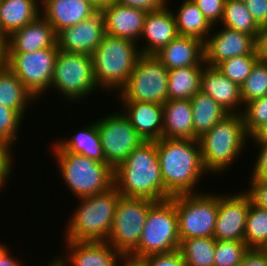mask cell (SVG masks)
<instances>
[{
	"label": "cell",
	"mask_w": 267,
	"mask_h": 266,
	"mask_svg": "<svg viewBox=\"0 0 267 266\" xmlns=\"http://www.w3.org/2000/svg\"><path fill=\"white\" fill-rule=\"evenodd\" d=\"M156 150L164 189L171 196L198 193L197 184L208 173L202 163L199 141L162 137L156 141Z\"/></svg>",
	"instance_id": "6da1fadb"
},
{
	"label": "cell",
	"mask_w": 267,
	"mask_h": 266,
	"mask_svg": "<svg viewBox=\"0 0 267 266\" xmlns=\"http://www.w3.org/2000/svg\"><path fill=\"white\" fill-rule=\"evenodd\" d=\"M114 186L121 196L156 202L172 196L164 189L156 141H144L114 169Z\"/></svg>",
	"instance_id": "7a4b0ae2"
},
{
	"label": "cell",
	"mask_w": 267,
	"mask_h": 266,
	"mask_svg": "<svg viewBox=\"0 0 267 266\" xmlns=\"http://www.w3.org/2000/svg\"><path fill=\"white\" fill-rule=\"evenodd\" d=\"M249 139L242 114L225 116L198 139L205 170L214 175L226 172L243 154Z\"/></svg>",
	"instance_id": "3957f363"
},
{
	"label": "cell",
	"mask_w": 267,
	"mask_h": 266,
	"mask_svg": "<svg viewBox=\"0 0 267 266\" xmlns=\"http://www.w3.org/2000/svg\"><path fill=\"white\" fill-rule=\"evenodd\" d=\"M120 196L113 186L103 193L78 198L80 205L67 221L64 240L107 241Z\"/></svg>",
	"instance_id": "277c9868"
},
{
	"label": "cell",
	"mask_w": 267,
	"mask_h": 266,
	"mask_svg": "<svg viewBox=\"0 0 267 266\" xmlns=\"http://www.w3.org/2000/svg\"><path fill=\"white\" fill-rule=\"evenodd\" d=\"M138 47L139 45L130 39L104 35L101 43L91 54L94 77L99 90L106 89L117 94L125 87L141 55Z\"/></svg>",
	"instance_id": "5b68a950"
},
{
	"label": "cell",
	"mask_w": 267,
	"mask_h": 266,
	"mask_svg": "<svg viewBox=\"0 0 267 266\" xmlns=\"http://www.w3.org/2000/svg\"><path fill=\"white\" fill-rule=\"evenodd\" d=\"M60 177L76 198L103 193L114 186V169L81 154L53 151Z\"/></svg>",
	"instance_id": "8992f818"
},
{
	"label": "cell",
	"mask_w": 267,
	"mask_h": 266,
	"mask_svg": "<svg viewBox=\"0 0 267 266\" xmlns=\"http://www.w3.org/2000/svg\"><path fill=\"white\" fill-rule=\"evenodd\" d=\"M179 245L178 215L175 204L168 199L150 208L139 244L130 256L170 253L179 250Z\"/></svg>",
	"instance_id": "52a82bcc"
},
{
	"label": "cell",
	"mask_w": 267,
	"mask_h": 266,
	"mask_svg": "<svg viewBox=\"0 0 267 266\" xmlns=\"http://www.w3.org/2000/svg\"><path fill=\"white\" fill-rule=\"evenodd\" d=\"M51 88L71 102L88 98L99 87L95 81L92 56L58 51Z\"/></svg>",
	"instance_id": "ba28073f"
},
{
	"label": "cell",
	"mask_w": 267,
	"mask_h": 266,
	"mask_svg": "<svg viewBox=\"0 0 267 266\" xmlns=\"http://www.w3.org/2000/svg\"><path fill=\"white\" fill-rule=\"evenodd\" d=\"M209 193L199 191L170 198L178 215L180 240L213 237L218 216L219 194Z\"/></svg>",
	"instance_id": "9c48e42d"
},
{
	"label": "cell",
	"mask_w": 267,
	"mask_h": 266,
	"mask_svg": "<svg viewBox=\"0 0 267 266\" xmlns=\"http://www.w3.org/2000/svg\"><path fill=\"white\" fill-rule=\"evenodd\" d=\"M121 102L164 104L168 101V69L154 54H141L125 87Z\"/></svg>",
	"instance_id": "30bf717a"
},
{
	"label": "cell",
	"mask_w": 267,
	"mask_h": 266,
	"mask_svg": "<svg viewBox=\"0 0 267 266\" xmlns=\"http://www.w3.org/2000/svg\"><path fill=\"white\" fill-rule=\"evenodd\" d=\"M156 201L120 196L107 243L122 255H130L138 246L148 212Z\"/></svg>",
	"instance_id": "8fae6325"
},
{
	"label": "cell",
	"mask_w": 267,
	"mask_h": 266,
	"mask_svg": "<svg viewBox=\"0 0 267 266\" xmlns=\"http://www.w3.org/2000/svg\"><path fill=\"white\" fill-rule=\"evenodd\" d=\"M58 46L29 53H5L4 64L36 99L50 89Z\"/></svg>",
	"instance_id": "7c38bea8"
},
{
	"label": "cell",
	"mask_w": 267,
	"mask_h": 266,
	"mask_svg": "<svg viewBox=\"0 0 267 266\" xmlns=\"http://www.w3.org/2000/svg\"><path fill=\"white\" fill-rule=\"evenodd\" d=\"M109 114L97 119L96 125L106 163L115 169L144 139L121 110Z\"/></svg>",
	"instance_id": "4fadbf2b"
},
{
	"label": "cell",
	"mask_w": 267,
	"mask_h": 266,
	"mask_svg": "<svg viewBox=\"0 0 267 266\" xmlns=\"http://www.w3.org/2000/svg\"><path fill=\"white\" fill-rule=\"evenodd\" d=\"M251 197L244 190L219 194L218 216L213 237L220 241H244Z\"/></svg>",
	"instance_id": "5bb4252c"
},
{
	"label": "cell",
	"mask_w": 267,
	"mask_h": 266,
	"mask_svg": "<svg viewBox=\"0 0 267 266\" xmlns=\"http://www.w3.org/2000/svg\"><path fill=\"white\" fill-rule=\"evenodd\" d=\"M204 52L205 64L212 67L235 56L258 55L256 40L251 35L224 26L208 35Z\"/></svg>",
	"instance_id": "9a60e30c"
},
{
	"label": "cell",
	"mask_w": 267,
	"mask_h": 266,
	"mask_svg": "<svg viewBox=\"0 0 267 266\" xmlns=\"http://www.w3.org/2000/svg\"><path fill=\"white\" fill-rule=\"evenodd\" d=\"M63 243L66 253L52 259L58 266H117L123 256L106 241L64 240Z\"/></svg>",
	"instance_id": "2e32d148"
},
{
	"label": "cell",
	"mask_w": 267,
	"mask_h": 266,
	"mask_svg": "<svg viewBox=\"0 0 267 266\" xmlns=\"http://www.w3.org/2000/svg\"><path fill=\"white\" fill-rule=\"evenodd\" d=\"M105 35V16L99 9L91 17L57 34L59 50L91 55Z\"/></svg>",
	"instance_id": "e0dca14e"
},
{
	"label": "cell",
	"mask_w": 267,
	"mask_h": 266,
	"mask_svg": "<svg viewBox=\"0 0 267 266\" xmlns=\"http://www.w3.org/2000/svg\"><path fill=\"white\" fill-rule=\"evenodd\" d=\"M105 16V34L130 39L139 44L146 11L108 1L102 6Z\"/></svg>",
	"instance_id": "ac0fdd59"
},
{
	"label": "cell",
	"mask_w": 267,
	"mask_h": 266,
	"mask_svg": "<svg viewBox=\"0 0 267 266\" xmlns=\"http://www.w3.org/2000/svg\"><path fill=\"white\" fill-rule=\"evenodd\" d=\"M53 46H57V34L52 25L39 15L7 38L5 53H29Z\"/></svg>",
	"instance_id": "d6986e66"
},
{
	"label": "cell",
	"mask_w": 267,
	"mask_h": 266,
	"mask_svg": "<svg viewBox=\"0 0 267 266\" xmlns=\"http://www.w3.org/2000/svg\"><path fill=\"white\" fill-rule=\"evenodd\" d=\"M178 35L175 16L167 4L159 10L147 12L140 37L146 43L138 48L141 54H156Z\"/></svg>",
	"instance_id": "ffe728a7"
},
{
	"label": "cell",
	"mask_w": 267,
	"mask_h": 266,
	"mask_svg": "<svg viewBox=\"0 0 267 266\" xmlns=\"http://www.w3.org/2000/svg\"><path fill=\"white\" fill-rule=\"evenodd\" d=\"M41 15L52 25L56 34L88 19L99 8L89 0H44Z\"/></svg>",
	"instance_id": "44dd1931"
},
{
	"label": "cell",
	"mask_w": 267,
	"mask_h": 266,
	"mask_svg": "<svg viewBox=\"0 0 267 266\" xmlns=\"http://www.w3.org/2000/svg\"><path fill=\"white\" fill-rule=\"evenodd\" d=\"M200 91L214 99L229 114H242L241 106L244 104L241 87L229 80L216 67L208 65L204 67Z\"/></svg>",
	"instance_id": "7402d4cb"
},
{
	"label": "cell",
	"mask_w": 267,
	"mask_h": 266,
	"mask_svg": "<svg viewBox=\"0 0 267 266\" xmlns=\"http://www.w3.org/2000/svg\"><path fill=\"white\" fill-rule=\"evenodd\" d=\"M154 55L168 70L206 66L204 42L195 37L178 35Z\"/></svg>",
	"instance_id": "603a6c76"
},
{
	"label": "cell",
	"mask_w": 267,
	"mask_h": 266,
	"mask_svg": "<svg viewBox=\"0 0 267 266\" xmlns=\"http://www.w3.org/2000/svg\"><path fill=\"white\" fill-rule=\"evenodd\" d=\"M122 112L144 141L163 137V104L122 102Z\"/></svg>",
	"instance_id": "cb8c5ba5"
},
{
	"label": "cell",
	"mask_w": 267,
	"mask_h": 266,
	"mask_svg": "<svg viewBox=\"0 0 267 266\" xmlns=\"http://www.w3.org/2000/svg\"><path fill=\"white\" fill-rule=\"evenodd\" d=\"M163 138L194 139L190 99L168 100L163 104Z\"/></svg>",
	"instance_id": "d4e9b609"
},
{
	"label": "cell",
	"mask_w": 267,
	"mask_h": 266,
	"mask_svg": "<svg viewBox=\"0 0 267 266\" xmlns=\"http://www.w3.org/2000/svg\"><path fill=\"white\" fill-rule=\"evenodd\" d=\"M88 125L84 126L85 128H79L73 136L53 143L51 150L81 154L90 159L106 162L96 121Z\"/></svg>",
	"instance_id": "484cf974"
},
{
	"label": "cell",
	"mask_w": 267,
	"mask_h": 266,
	"mask_svg": "<svg viewBox=\"0 0 267 266\" xmlns=\"http://www.w3.org/2000/svg\"><path fill=\"white\" fill-rule=\"evenodd\" d=\"M41 4L36 0H0L2 32L8 38L13 32L41 15Z\"/></svg>",
	"instance_id": "4316f807"
},
{
	"label": "cell",
	"mask_w": 267,
	"mask_h": 266,
	"mask_svg": "<svg viewBox=\"0 0 267 266\" xmlns=\"http://www.w3.org/2000/svg\"><path fill=\"white\" fill-rule=\"evenodd\" d=\"M181 3L177 11H173L178 34L195 37L205 42L211 31L216 29V26H212L208 22L192 0H184Z\"/></svg>",
	"instance_id": "83f0119b"
},
{
	"label": "cell",
	"mask_w": 267,
	"mask_h": 266,
	"mask_svg": "<svg viewBox=\"0 0 267 266\" xmlns=\"http://www.w3.org/2000/svg\"><path fill=\"white\" fill-rule=\"evenodd\" d=\"M192 105L194 139H199L229 113L214 99L199 91L190 99Z\"/></svg>",
	"instance_id": "f1b7e54d"
},
{
	"label": "cell",
	"mask_w": 267,
	"mask_h": 266,
	"mask_svg": "<svg viewBox=\"0 0 267 266\" xmlns=\"http://www.w3.org/2000/svg\"><path fill=\"white\" fill-rule=\"evenodd\" d=\"M33 95L25 88L18 77L5 65L0 66V105L14 109L23 116L31 101H35Z\"/></svg>",
	"instance_id": "f546056e"
},
{
	"label": "cell",
	"mask_w": 267,
	"mask_h": 266,
	"mask_svg": "<svg viewBox=\"0 0 267 266\" xmlns=\"http://www.w3.org/2000/svg\"><path fill=\"white\" fill-rule=\"evenodd\" d=\"M205 66H188L168 70V100L191 99L200 91Z\"/></svg>",
	"instance_id": "4dcf8cb0"
},
{
	"label": "cell",
	"mask_w": 267,
	"mask_h": 266,
	"mask_svg": "<svg viewBox=\"0 0 267 266\" xmlns=\"http://www.w3.org/2000/svg\"><path fill=\"white\" fill-rule=\"evenodd\" d=\"M220 25L251 35L255 40L261 29L243 0H226Z\"/></svg>",
	"instance_id": "1f68e13d"
},
{
	"label": "cell",
	"mask_w": 267,
	"mask_h": 266,
	"mask_svg": "<svg viewBox=\"0 0 267 266\" xmlns=\"http://www.w3.org/2000/svg\"><path fill=\"white\" fill-rule=\"evenodd\" d=\"M214 237L180 240L179 251L186 266H214Z\"/></svg>",
	"instance_id": "d6a6232c"
},
{
	"label": "cell",
	"mask_w": 267,
	"mask_h": 266,
	"mask_svg": "<svg viewBox=\"0 0 267 266\" xmlns=\"http://www.w3.org/2000/svg\"><path fill=\"white\" fill-rule=\"evenodd\" d=\"M244 242L249 249L263 250L267 245V210L252 201L246 217Z\"/></svg>",
	"instance_id": "836d02e7"
},
{
	"label": "cell",
	"mask_w": 267,
	"mask_h": 266,
	"mask_svg": "<svg viewBox=\"0 0 267 266\" xmlns=\"http://www.w3.org/2000/svg\"><path fill=\"white\" fill-rule=\"evenodd\" d=\"M240 87L244 105L255 99L267 96V63L258 60L253 66L251 74Z\"/></svg>",
	"instance_id": "e575fe53"
},
{
	"label": "cell",
	"mask_w": 267,
	"mask_h": 266,
	"mask_svg": "<svg viewBox=\"0 0 267 266\" xmlns=\"http://www.w3.org/2000/svg\"><path fill=\"white\" fill-rule=\"evenodd\" d=\"M258 60V55L235 56L222 61L216 68L229 80L241 86Z\"/></svg>",
	"instance_id": "d590c367"
},
{
	"label": "cell",
	"mask_w": 267,
	"mask_h": 266,
	"mask_svg": "<svg viewBox=\"0 0 267 266\" xmlns=\"http://www.w3.org/2000/svg\"><path fill=\"white\" fill-rule=\"evenodd\" d=\"M249 250L244 241L216 240L214 266H239Z\"/></svg>",
	"instance_id": "8d00e7d4"
},
{
	"label": "cell",
	"mask_w": 267,
	"mask_h": 266,
	"mask_svg": "<svg viewBox=\"0 0 267 266\" xmlns=\"http://www.w3.org/2000/svg\"><path fill=\"white\" fill-rule=\"evenodd\" d=\"M242 115L246 133L252 137L267 123V96L246 103Z\"/></svg>",
	"instance_id": "74e56055"
},
{
	"label": "cell",
	"mask_w": 267,
	"mask_h": 266,
	"mask_svg": "<svg viewBox=\"0 0 267 266\" xmlns=\"http://www.w3.org/2000/svg\"><path fill=\"white\" fill-rule=\"evenodd\" d=\"M24 117L20 112L0 105V138L12 146L19 139V129L22 130L20 126Z\"/></svg>",
	"instance_id": "f35d334b"
},
{
	"label": "cell",
	"mask_w": 267,
	"mask_h": 266,
	"mask_svg": "<svg viewBox=\"0 0 267 266\" xmlns=\"http://www.w3.org/2000/svg\"><path fill=\"white\" fill-rule=\"evenodd\" d=\"M208 22L215 26L220 24L226 0H192Z\"/></svg>",
	"instance_id": "ab89813d"
},
{
	"label": "cell",
	"mask_w": 267,
	"mask_h": 266,
	"mask_svg": "<svg viewBox=\"0 0 267 266\" xmlns=\"http://www.w3.org/2000/svg\"><path fill=\"white\" fill-rule=\"evenodd\" d=\"M13 146L0 138V191L8 184L9 177L13 173L14 156L12 157ZM2 188V189H1Z\"/></svg>",
	"instance_id": "60d3db41"
},
{
	"label": "cell",
	"mask_w": 267,
	"mask_h": 266,
	"mask_svg": "<svg viewBox=\"0 0 267 266\" xmlns=\"http://www.w3.org/2000/svg\"><path fill=\"white\" fill-rule=\"evenodd\" d=\"M145 266H186L179 250L170 253L152 254L140 258Z\"/></svg>",
	"instance_id": "b9f144b4"
},
{
	"label": "cell",
	"mask_w": 267,
	"mask_h": 266,
	"mask_svg": "<svg viewBox=\"0 0 267 266\" xmlns=\"http://www.w3.org/2000/svg\"><path fill=\"white\" fill-rule=\"evenodd\" d=\"M250 141L253 144L255 143L254 147H257L259 152L256 154L257 157H255L256 159L249 181L267 180V143H258L253 137H250Z\"/></svg>",
	"instance_id": "7bdbcfd3"
},
{
	"label": "cell",
	"mask_w": 267,
	"mask_h": 266,
	"mask_svg": "<svg viewBox=\"0 0 267 266\" xmlns=\"http://www.w3.org/2000/svg\"><path fill=\"white\" fill-rule=\"evenodd\" d=\"M250 188L246 192L250 195L251 201L267 210V180H251Z\"/></svg>",
	"instance_id": "ee69618b"
},
{
	"label": "cell",
	"mask_w": 267,
	"mask_h": 266,
	"mask_svg": "<svg viewBox=\"0 0 267 266\" xmlns=\"http://www.w3.org/2000/svg\"><path fill=\"white\" fill-rule=\"evenodd\" d=\"M117 3L146 12L159 10L168 4L169 0H114Z\"/></svg>",
	"instance_id": "f6af8a7d"
},
{
	"label": "cell",
	"mask_w": 267,
	"mask_h": 266,
	"mask_svg": "<svg viewBox=\"0 0 267 266\" xmlns=\"http://www.w3.org/2000/svg\"><path fill=\"white\" fill-rule=\"evenodd\" d=\"M255 22L262 27L267 20V0H243Z\"/></svg>",
	"instance_id": "bcb514c9"
},
{
	"label": "cell",
	"mask_w": 267,
	"mask_h": 266,
	"mask_svg": "<svg viewBox=\"0 0 267 266\" xmlns=\"http://www.w3.org/2000/svg\"><path fill=\"white\" fill-rule=\"evenodd\" d=\"M239 266H267V253L260 249H250Z\"/></svg>",
	"instance_id": "7dc6e473"
},
{
	"label": "cell",
	"mask_w": 267,
	"mask_h": 266,
	"mask_svg": "<svg viewBox=\"0 0 267 266\" xmlns=\"http://www.w3.org/2000/svg\"><path fill=\"white\" fill-rule=\"evenodd\" d=\"M256 51L259 60L267 63V30H260L256 40Z\"/></svg>",
	"instance_id": "c3c4849f"
},
{
	"label": "cell",
	"mask_w": 267,
	"mask_h": 266,
	"mask_svg": "<svg viewBox=\"0 0 267 266\" xmlns=\"http://www.w3.org/2000/svg\"><path fill=\"white\" fill-rule=\"evenodd\" d=\"M9 251L6 244L0 248V266H21L22 260L19 261V259L16 256L14 257Z\"/></svg>",
	"instance_id": "681fc988"
},
{
	"label": "cell",
	"mask_w": 267,
	"mask_h": 266,
	"mask_svg": "<svg viewBox=\"0 0 267 266\" xmlns=\"http://www.w3.org/2000/svg\"><path fill=\"white\" fill-rule=\"evenodd\" d=\"M117 266H145V263L140 258L132 257L130 255H123L120 258Z\"/></svg>",
	"instance_id": "f907efd6"
},
{
	"label": "cell",
	"mask_w": 267,
	"mask_h": 266,
	"mask_svg": "<svg viewBox=\"0 0 267 266\" xmlns=\"http://www.w3.org/2000/svg\"><path fill=\"white\" fill-rule=\"evenodd\" d=\"M258 143H267V123L261 127L253 136Z\"/></svg>",
	"instance_id": "816d5d0a"
},
{
	"label": "cell",
	"mask_w": 267,
	"mask_h": 266,
	"mask_svg": "<svg viewBox=\"0 0 267 266\" xmlns=\"http://www.w3.org/2000/svg\"><path fill=\"white\" fill-rule=\"evenodd\" d=\"M6 42H7V37L2 32V25L0 20V43L5 47Z\"/></svg>",
	"instance_id": "f5cc1de1"
},
{
	"label": "cell",
	"mask_w": 267,
	"mask_h": 266,
	"mask_svg": "<svg viewBox=\"0 0 267 266\" xmlns=\"http://www.w3.org/2000/svg\"><path fill=\"white\" fill-rule=\"evenodd\" d=\"M5 47L0 43V66L4 64Z\"/></svg>",
	"instance_id": "db71d44e"
},
{
	"label": "cell",
	"mask_w": 267,
	"mask_h": 266,
	"mask_svg": "<svg viewBox=\"0 0 267 266\" xmlns=\"http://www.w3.org/2000/svg\"><path fill=\"white\" fill-rule=\"evenodd\" d=\"M89 1L94 3L99 9L107 3L106 0H89Z\"/></svg>",
	"instance_id": "11a10c76"
},
{
	"label": "cell",
	"mask_w": 267,
	"mask_h": 266,
	"mask_svg": "<svg viewBox=\"0 0 267 266\" xmlns=\"http://www.w3.org/2000/svg\"><path fill=\"white\" fill-rule=\"evenodd\" d=\"M260 30H267V20L265 21L264 25L261 27Z\"/></svg>",
	"instance_id": "9f6ffc18"
},
{
	"label": "cell",
	"mask_w": 267,
	"mask_h": 266,
	"mask_svg": "<svg viewBox=\"0 0 267 266\" xmlns=\"http://www.w3.org/2000/svg\"><path fill=\"white\" fill-rule=\"evenodd\" d=\"M48 266H58L53 260L49 261Z\"/></svg>",
	"instance_id": "6f0895ef"
},
{
	"label": "cell",
	"mask_w": 267,
	"mask_h": 266,
	"mask_svg": "<svg viewBox=\"0 0 267 266\" xmlns=\"http://www.w3.org/2000/svg\"><path fill=\"white\" fill-rule=\"evenodd\" d=\"M36 1L41 4L44 0H36Z\"/></svg>",
	"instance_id": "680465c9"
},
{
	"label": "cell",
	"mask_w": 267,
	"mask_h": 266,
	"mask_svg": "<svg viewBox=\"0 0 267 266\" xmlns=\"http://www.w3.org/2000/svg\"><path fill=\"white\" fill-rule=\"evenodd\" d=\"M263 250L267 253V245L265 246V248Z\"/></svg>",
	"instance_id": "91938a15"
},
{
	"label": "cell",
	"mask_w": 267,
	"mask_h": 266,
	"mask_svg": "<svg viewBox=\"0 0 267 266\" xmlns=\"http://www.w3.org/2000/svg\"><path fill=\"white\" fill-rule=\"evenodd\" d=\"M4 244H5V243H3V242L1 243V242H0V248H2V246H3Z\"/></svg>",
	"instance_id": "94428289"
}]
</instances>
